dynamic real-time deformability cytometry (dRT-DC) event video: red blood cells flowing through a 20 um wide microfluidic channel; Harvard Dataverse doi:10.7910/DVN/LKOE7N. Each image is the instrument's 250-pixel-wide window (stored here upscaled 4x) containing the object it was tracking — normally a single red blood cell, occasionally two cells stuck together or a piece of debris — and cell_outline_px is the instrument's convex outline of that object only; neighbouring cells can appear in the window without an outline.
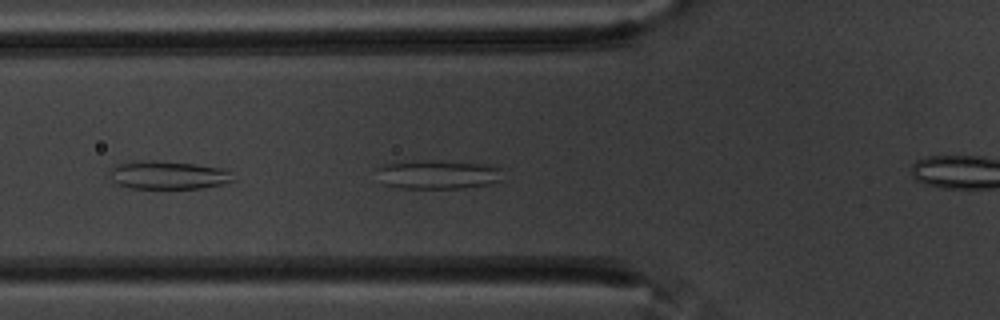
{"species": "common noctule bat (a hibernating species)", "species_latin": "Nyctalus noctula", "temperature_condition": "warm", "stored_images_in_passage": 43, "camera_frame_rate_fps": 3000, "um_per_image_px": 0.085, "animal": {"sex": "male", "body_mass_g": 20.1, "forearm_length_mm": 53.5}, "frame": {"image": 1, "passage_image": 4, "time_ms": 1.0, "image_size_px": [1000, 320], "cell_outline_px": [[504, 180], [488, 184], [460, 188], [400, 188], [384, 184], [376, 168], [384, 164], [416, 160], [440, 160], [488, 164], [500, 168]], "centroid_in_image_um": [37.26, 14.81], "position_along_channel_um": 88.5, "area_um2": 21.44}}
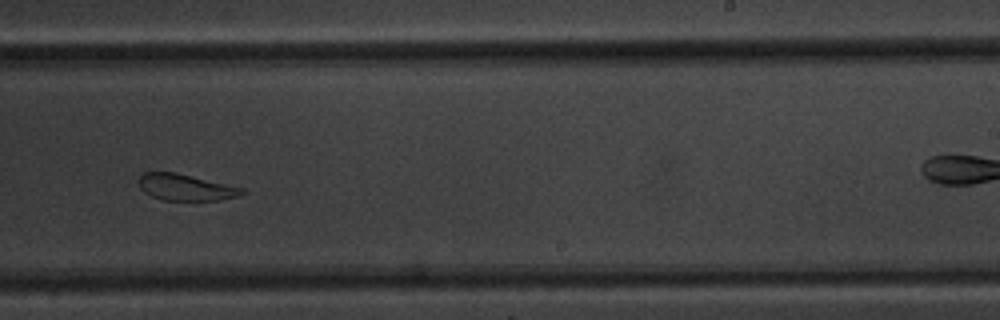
{"frame": {"image": 2, "passage_image": 20, "time_ms": 6.333, "image_size_px": [1000, 320], "cell_outline_px": [[248, 192], [240, 196], [216, 200], [160, 200], [144, 192], [140, 188], [140, 176], [144, 172], [176, 172], [244, 188]], "centroid_in_image_um": [15.81, 15.92], "position_along_channel_um": 273.2, "area_um2": 15.9}}
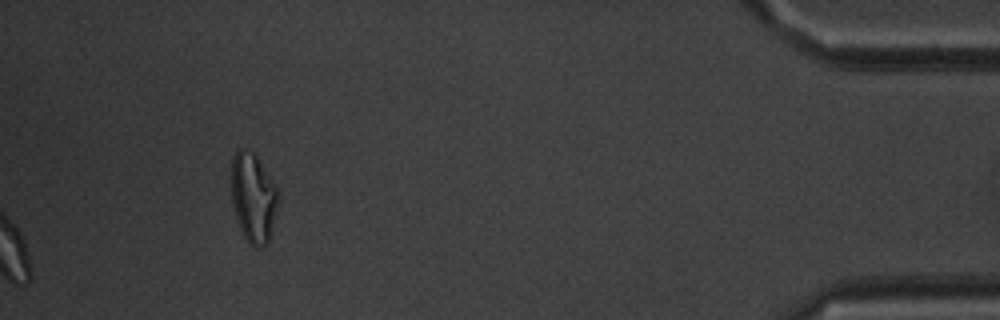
{"frame": {"image": 3, "passage_image": 43, "time_ms": 14.0, "image_size_px": [1000, 320], "cell_outline_px": [[280, 204], [268, 244], [256, 248], [244, 236], [236, 220], [232, 204], [232, 156], [240, 148], [244, 148], [252, 152], [256, 156], [280, 192]], "centroid_in_image_um": [21.57, 16.82], "position_along_channel_um": 413.6, "area_um2": 24.68}, "authors_computed_cell_mechanics": {"area_um2": 19.1318, "velocity_mm_per_s": 3.4497, "shape_relaxation_time_tau1_ms": 8.9846, "shape_relaxation_time_tau2_ms": 2.6013, "deformation_change_tau1": 0.1326, "deformation_change_tau2": 0.0976}}